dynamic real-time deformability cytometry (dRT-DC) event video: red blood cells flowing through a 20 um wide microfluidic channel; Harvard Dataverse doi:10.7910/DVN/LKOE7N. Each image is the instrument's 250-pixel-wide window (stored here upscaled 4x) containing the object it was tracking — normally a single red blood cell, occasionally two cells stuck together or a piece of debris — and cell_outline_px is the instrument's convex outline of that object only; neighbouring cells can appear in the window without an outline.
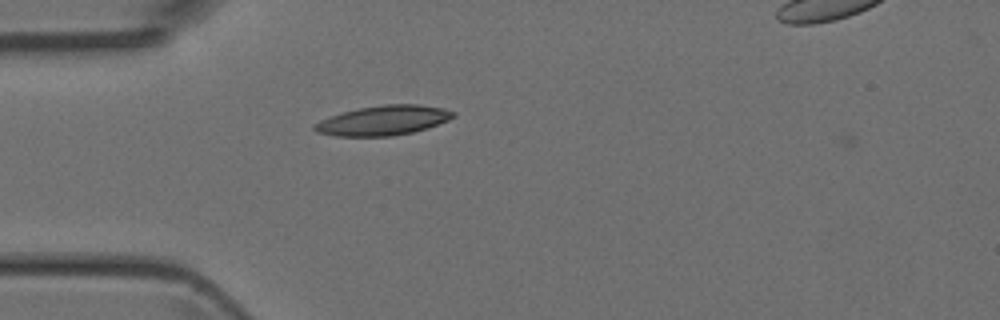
{"species": "Egyptian fruit bat (a non-hibernating species)", "species_latin": "Rousettus aegyptiacus", "temperature_condition": "room temperature", "stored_images_in_passage": 2, "camera_frame_rate_fps": 3000, "um_per_image_px": 0.085, "animal": {"sex": "female"}, "frame": {"image": 1, "passage_image": 1, "time_ms": 0.0, "image_size_px": [1000, 320], "cell_outline_px": [[456, 116], [448, 120], [428, 128], [412, 132], [392, 136], [336, 136], [316, 132], [312, 128], [312, 124], [320, 120], [344, 112], [360, 108], [384, 104], [416, 104], [440, 108], [456, 112]], "centroid_in_image_um": [32.57, 10.24], "position_along_channel_um": 52.4, "area_um2": 23.87}}